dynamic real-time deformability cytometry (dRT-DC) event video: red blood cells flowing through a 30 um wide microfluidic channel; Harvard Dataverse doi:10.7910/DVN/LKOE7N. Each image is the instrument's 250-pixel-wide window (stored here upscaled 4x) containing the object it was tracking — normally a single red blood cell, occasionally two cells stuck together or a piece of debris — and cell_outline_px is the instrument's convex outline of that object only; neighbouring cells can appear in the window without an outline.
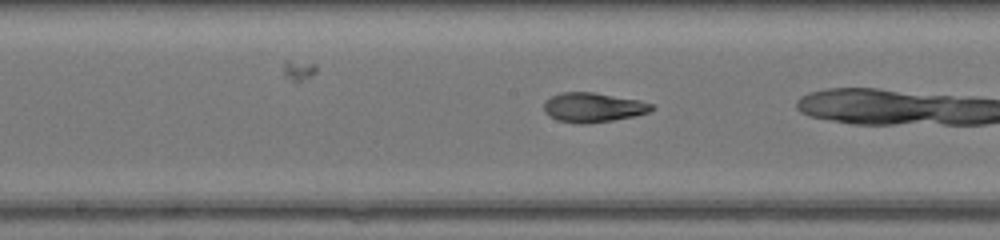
{"species": "common noctule bat (a hibernating species)", "species_latin": "Nyctalus noctula", "temperature_condition": "warm", "stored_images_in_passage": 32, "camera_frame_rate_fps": 3000, "um_per_image_px": 0.085, "animal": {"sex": "female", "body_mass_g": 17.0, "forearm_length_mm": 48.0}, "frame": {"image": 1, "passage_image": 23, "time_ms": 7.333, "image_size_px": [1000, 240], "cell_outline_px": [[656, 108], [648, 112], [636, 116], [588, 124], [576, 124], [556, 120], [544, 112], [544, 104], [552, 96], [560, 92], [592, 92], [636, 100], [652, 104]], "centroid_in_image_um": [50.39, 9.15], "position_along_channel_um": 197.8, "area_um2": 18.44}}